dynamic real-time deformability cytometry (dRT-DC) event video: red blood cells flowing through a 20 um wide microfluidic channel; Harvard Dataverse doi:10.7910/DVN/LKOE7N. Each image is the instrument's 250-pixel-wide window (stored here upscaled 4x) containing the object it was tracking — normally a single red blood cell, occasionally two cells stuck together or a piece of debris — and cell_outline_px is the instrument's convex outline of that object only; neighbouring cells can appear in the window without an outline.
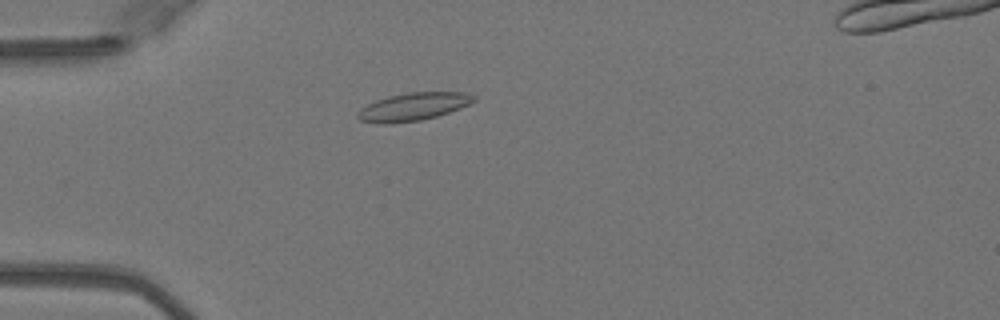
{"species": "Egyptian fruit bat (a non-hibernating species)", "species_latin": "Rousettus aegyptiacus", "temperature_condition": "warm", "stored_images_in_passage": 6, "camera_frame_rate_fps": 3000, "um_per_image_px": 0.085, "animal": {"sex": "female"}, "frame": {"image": 1, "passage_image": 3, "time_ms": 0.667, "image_size_px": [1000, 320], "cell_outline_px": [[476, 100], [460, 108], [436, 116], [420, 120], [392, 124], [380, 124], [360, 120], [356, 116], [356, 112], [360, 108], [376, 100], [388, 96], [408, 92], [464, 92], [476, 96]], "centroid_in_image_um": [35.09, 9.07], "position_along_channel_um": 49.9, "area_um2": 18.9}}